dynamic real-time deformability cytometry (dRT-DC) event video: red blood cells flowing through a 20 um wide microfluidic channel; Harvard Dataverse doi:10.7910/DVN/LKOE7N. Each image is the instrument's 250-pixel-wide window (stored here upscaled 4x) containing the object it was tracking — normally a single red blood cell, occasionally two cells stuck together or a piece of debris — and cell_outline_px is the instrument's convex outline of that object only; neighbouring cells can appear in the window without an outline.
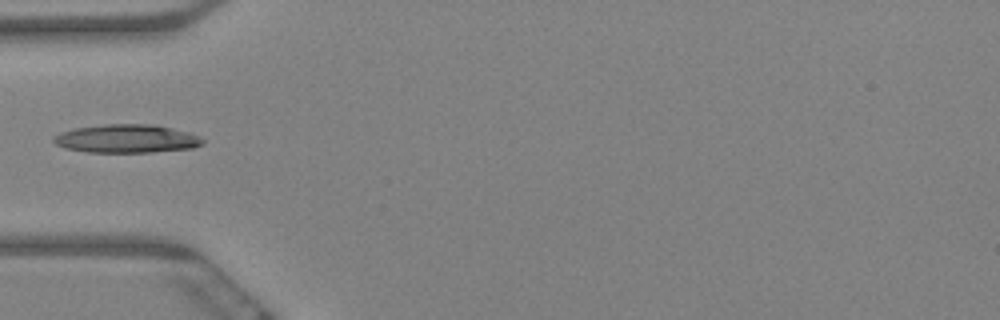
{"species": "Egyptian fruit bat (a non-hibernating species)", "species_latin": "Rousettus aegyptiacus", "temperature_condition": "warm", "stored_images_in_passage": 40, "camera_frame_rate_fps": 3000, "um_per_image_px": 0.085, "animal": {"sex": "female"}, "frame": {"image": 1, "passage_image": 1, "time_ms": 0.0, "image_size_px": [1000, 320], "cell_outline_px": [[204, 140], [200, 144], [192, 148], [148, 152], [92, 152], [68, 148], [56, 144], [56, 136], [64, 132], [80, 128], [112, 124], [140, 124], [168, 128]], "centroid_in_image_um": [10.73, 11.81], "position_along_channel_um": 74.3, "area_um2": 23.06}}
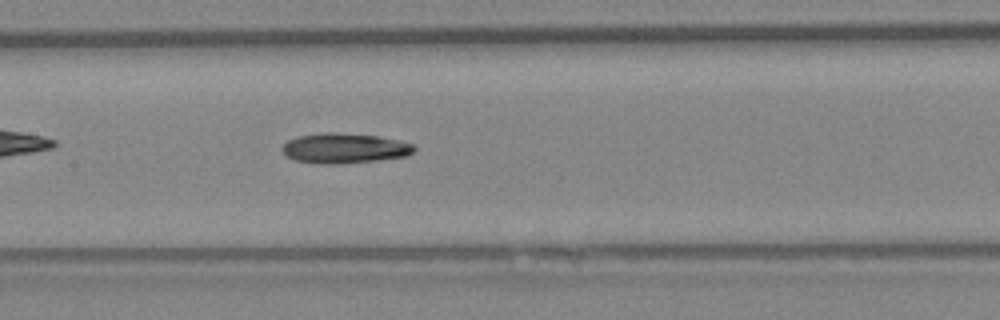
{"frame": {"image": 2, "passage_image": 10, "time_ms": 3.0, "image_size_px": [1000, 320], "cell_outline_px": [[412, 152], [404, 156], [368, 160], [296, 160], [288, 156], [284, 152], [284, 144], [288, 140], [300, 136], [376, 136], [396, 140], [412, 144]], "centroid_in_image_um": [29.33, 12.59], "position_along_channel_um": 178.1, "area_um2": 19.71}}
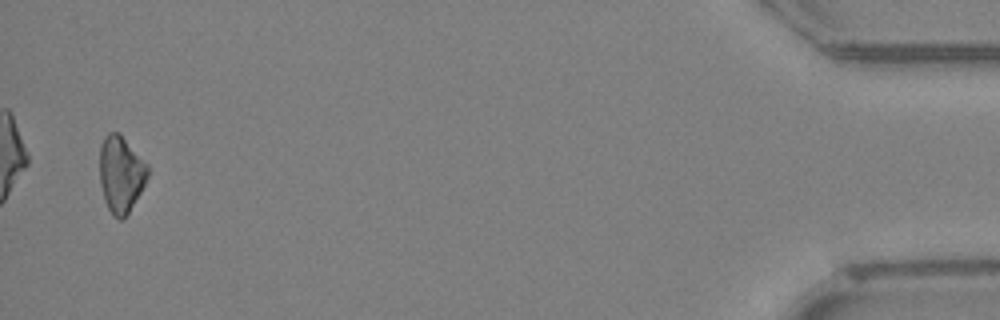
{"frame": {"image": 3, "passage_image": 39, "time_ms": 12.667, "image_size_px": [1000, 320], "cell_outline_px": [[148, 176], [140, 192], [128, 212], [120, 220], [108, 208], [100, 184], [100, 148], [108, 132], [116, 132], [148, 164]], "centroid_in_image_um": [10.27, 14.8], "position_along_channel_um": 424.9, "area_um2": 20.58}}